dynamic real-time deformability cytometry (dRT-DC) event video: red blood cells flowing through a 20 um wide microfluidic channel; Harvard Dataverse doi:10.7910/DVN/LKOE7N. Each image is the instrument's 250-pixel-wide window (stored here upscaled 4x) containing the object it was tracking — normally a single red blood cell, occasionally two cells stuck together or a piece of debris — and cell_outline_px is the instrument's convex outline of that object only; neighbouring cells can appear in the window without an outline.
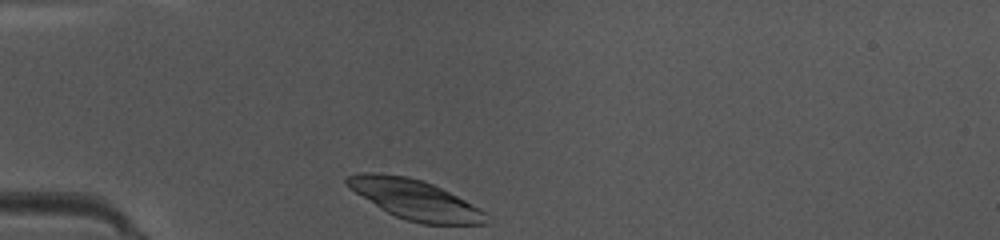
{"species": "common noctule bat (a hibernating species)", "species_latin": "Nyctalus noctula", "temperature_condition": "warm", "stored_images_in_passage": 33, "camera_frame_rate_fps": 3000, "um_per_image_px": 0.085, "animal": {"sex": "female", "body_mass_g": 10.0, "forearm_length_mm": 53.1}, "frame": {"image": 1, "passage_image": 1, "time_ms": 0.0, "image_size_px": [1000, 240], "cell_outline_px": [[492, 220], [488, 224], [420, 224], [396, 216], [380, 208], [348, 188], [344, 184], [344, 180], [348, 176], [360, 172], [376, 172], [408, 176], [432, 184], [480, 208]], "centroid_in_image_um": [35.25, 16.96], "position_along_channel_um": 49.7, "area_um2": 32.19}}